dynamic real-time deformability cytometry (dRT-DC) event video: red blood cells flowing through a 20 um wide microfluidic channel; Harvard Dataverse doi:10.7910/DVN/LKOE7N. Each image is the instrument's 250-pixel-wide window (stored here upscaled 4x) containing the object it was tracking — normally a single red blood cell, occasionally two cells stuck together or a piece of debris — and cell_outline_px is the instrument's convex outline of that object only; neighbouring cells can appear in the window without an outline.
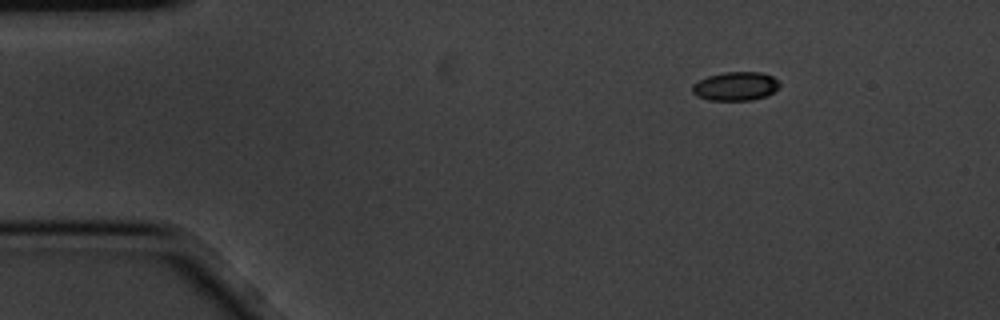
{"species": "common noctule bat (a hibernating species)", "species_latin": "Nyctalus noctula", "temperature_condition": "cold", "stored_images_in_passage": 3, "camera_frame_rate_fps": 3000, "um_per_image_px": 0.085, "animal": {"sex": "male", "body_mass_g": 20.1, "forearm_length_mm": 53.5}, "frame": {"image": 1, "passage_image": 1, "time_ms": 0.0, "image_size_px": [1000, 320], "cell_outline_px": [[780, 84], [772, 92], [764, 96], [752, 100], [708, 100], [696, 96], [692, 92], [692, 84], [708, 76], [724, 72], [760, 72], [772, 76]], "centroid_in_image_um": [62.47, 7.33], "position_along_channel_um": 22.5, "area_um2": 14.45}}